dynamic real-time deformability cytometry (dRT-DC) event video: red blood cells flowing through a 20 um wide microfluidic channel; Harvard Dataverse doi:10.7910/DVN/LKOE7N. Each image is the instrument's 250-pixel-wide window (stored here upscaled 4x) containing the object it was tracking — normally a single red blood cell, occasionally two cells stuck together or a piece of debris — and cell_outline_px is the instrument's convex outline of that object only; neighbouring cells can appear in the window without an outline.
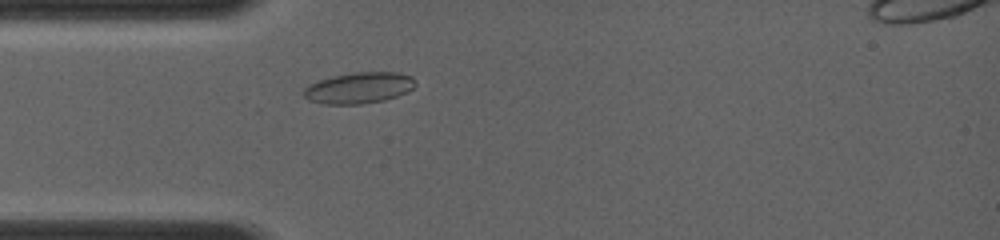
{"species": "common noctule bat (a hibernating species)", "species_latin": "Nyctalus noctula", "temperature_condition": "room temperature", "stored_images_in_passage": 6, "camera_frame_rate_fps": 4000, "um_per_image_px": 0.085, "animal": {"sex": "female", "body_mass_g": 19.0, "forearm_length_mm": 56.7}, "frame": {"image": 1, "passage_image": 3, "time_ms": 1.75, "image_size_px": [1000, 240], "cell_outline_px": [[416, 84], [408, 92], [384, 100], [360, 104], [324, 104], [308, 100], [304, 96], [304, 88], [308, 84], [316, 80], [332, 76], [352, 72], [396, 72], [412, 76], [416, 80]], "centroid_in_image_um": [30.5, 7.46], "position_along_channel_um": 54.5, "area_um2": 20.46}}
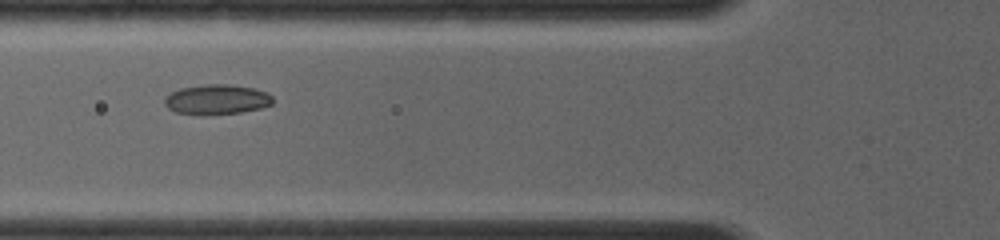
{"frame": {"image": 2, "passage_image": 5, "time_ms": 3.0, "image_size_px": [1000, 240], "cell_outline_px": [[272, 104], [260, 108], [240, 112], [204, 116], [200, 116], [176, 112], [168, 108], [164, 104], [164, 96], [180, 88], [204, 84], [232, 84], [252, 88], [268, 92], [272, 96]], "centroid_in_image_um": [18.39, 8.46], "position_along_channel_um": 107.4, "area_um2": 19.19}}
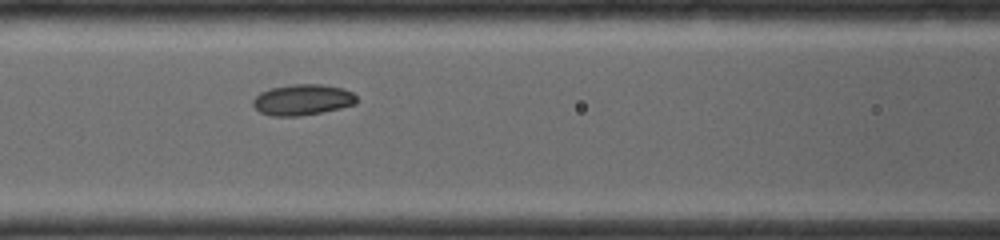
{"frame": {"image": 3, "passage_image": 6, "time_ms": 3.75, "image_size_px": [1000, 240], "cell_outline_px": [[356, 104], [340, 108], [300, 116], [272, 116], [260, 112], [252, 104], [252, 100], [260, 92], [272, 88], [292, 84], [324, 84], [344, 88], [352, 92], [356, 96]], "centroid_in_image_um": [25.72, 8.47], "position_along_channel_um": 140.9, "area_um2": 18.67}}